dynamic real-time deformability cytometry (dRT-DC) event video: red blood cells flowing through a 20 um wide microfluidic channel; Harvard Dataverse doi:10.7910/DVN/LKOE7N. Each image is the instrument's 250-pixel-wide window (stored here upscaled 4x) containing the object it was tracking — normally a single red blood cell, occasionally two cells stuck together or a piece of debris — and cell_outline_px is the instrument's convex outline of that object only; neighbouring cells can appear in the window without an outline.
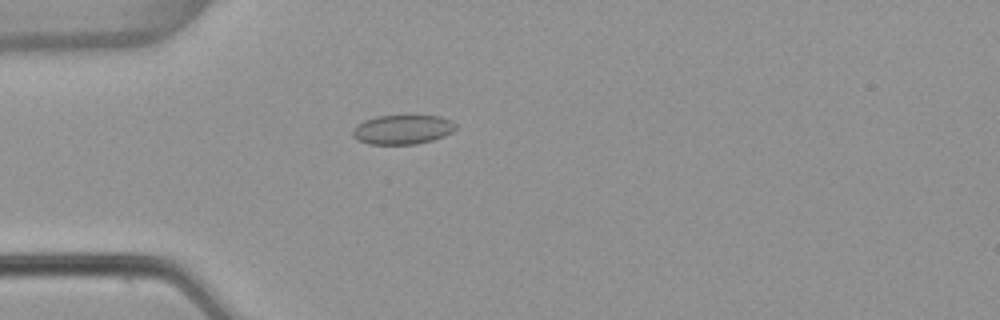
{"species": "common noctule bat (a hibernating species)", "species_latin": "Nyctalus noctula", "temperature_condition": "warm", "stored_images_in_passage": 53, "camera_frame_rate_fps": 3000, "um_per_image_px": 0.085, "animal": {"sex": "female", "body_mass_g": 22.7, "forearm_length_mm": 54.2}, "frame": {"image": 1, "passage_image": 15, "time_ms": 4.667, "image_size_px": [1000, 320], "cell_outline_px": [[456, 128], [452, 132], [444, 136], [432, 140], [416, 144], [368, 144], [352, 136], [352, 132], [356, 124], [364, 120], [376, 116], [440, 116], [452, 120], [456, 124]], "centroid_in_image_um": [34.22, 11.01], "position_along_channel_um": 50.8, "area_um2": 17.63}}
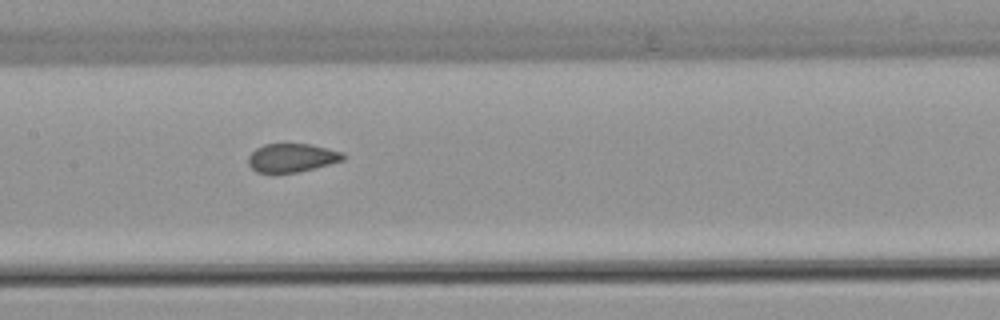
{"frame": {"image": 2, "passage_image": 26, "time_ms": 8.333, "image_size_px": [1000, 320], "cell_outline_px": [[344, 160], [296, 172], [256, 172], [248, 164], [248, 156], [256, 148], [264, 144], [312, 144], [344, 152]], "centroid_in_image_um": [24.8, 13.39], "position_along_channel_um": 182.6, "area_um2": 15.61}}
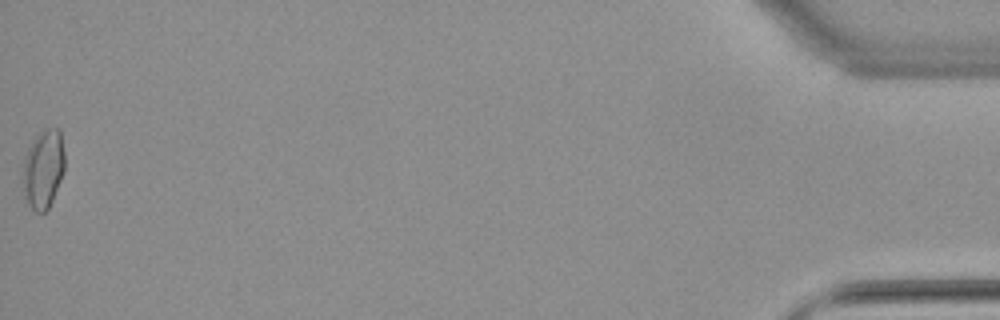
{"frame": {"image": 3, "passage_image": 53, "time_ms": 17.333, "image_size_px": [1000, 320], "cell_outline_px": [[64, 172], [52, 200], [48, 208], [44, 212], [36, 212], [28, 204], [24, 196], [24, 160], [28, 148], [32, 140], [44, 128], [60, 128], [64, 152]], "centroid_in_image_um": [3.7, 14.33], "position_along_channel_um": 431.5, "area_um2": 19.07}, "authors_computed_cell_mechanics": {"area_um2": 17.051, "velocity_mm_per_s": 3.8796, "shape_relaxation_time_tau1_ms": null, "shape_relaxation_time_tau2_ms": 1.0405, "deformation_change_tau1": null, "deformation_change_tau2": 0.03}}